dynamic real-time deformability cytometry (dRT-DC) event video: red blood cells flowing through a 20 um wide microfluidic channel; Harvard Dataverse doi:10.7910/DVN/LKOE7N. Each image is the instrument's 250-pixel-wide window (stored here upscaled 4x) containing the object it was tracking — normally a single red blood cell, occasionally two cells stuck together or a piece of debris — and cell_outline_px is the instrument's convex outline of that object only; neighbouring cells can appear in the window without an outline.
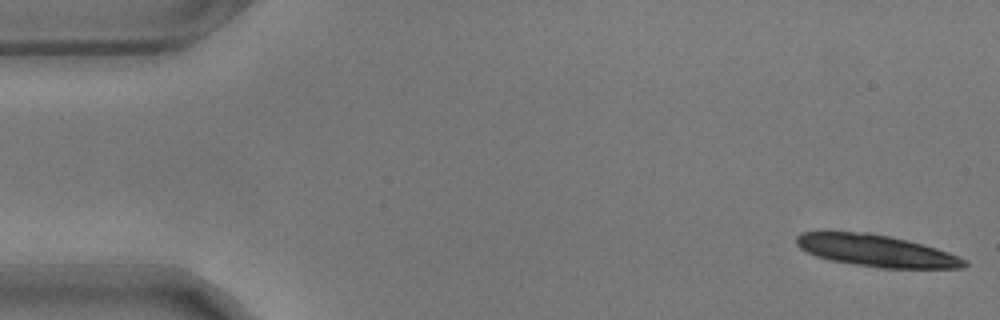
{"species": "common noctule bat (a hibernating species)", "species_latin": "Nyctalus noctula", "temperature_condition": "warm", "stored_images_in_passage": 15, "camera_frame_rate_fps": 3000, "um_per_image_px": 0.085, "animal": {"sex": "male", "body_mass_g": 17.9}, "frame": {"image": 1, "passage_image": 1, "time_ms": 0.0, "image_size_px": [1000, 320], "cell_outline_px": [[968, 264], [964, 268], [880, 268], [828, 260], [816, 256], [800, 248], [796, 244], [796, 236], [800, 232], [868, 232], [892, 236], [924, 244], [948, 252], [968, 260]], "centroid_in_image_um": [74.5, 21.31], "position_along_channel_um": 10.5, "area_um2": 31.33}}